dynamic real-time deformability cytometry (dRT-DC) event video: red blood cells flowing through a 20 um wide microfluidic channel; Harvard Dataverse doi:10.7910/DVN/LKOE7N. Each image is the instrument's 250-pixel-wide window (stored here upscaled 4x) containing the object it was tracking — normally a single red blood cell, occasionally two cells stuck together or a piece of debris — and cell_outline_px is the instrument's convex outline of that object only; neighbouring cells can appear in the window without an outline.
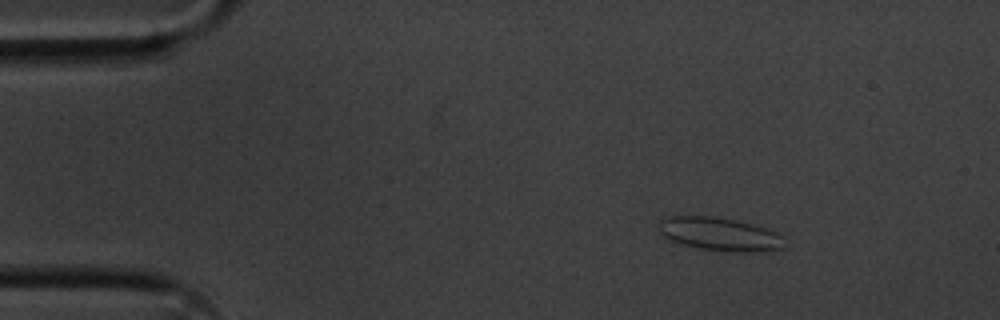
{"species": "common noctule bat (a hibernating species)", "species_latin": "Nyctalus noctula", "temperature_condition": "cold", "stored_images_in_passage": 16, "camera_frame_rate_fps": 3000, "um_per_image_px": 0.085, "animal": {"sex": "male", "body_mass_g": 20.1, "forearm_length_mm": 53.5}, "frame": {"image": 1, "passage_image": 7, "time_ms": 2.0, "image_size_px": [1000, 320], "cell_outline_px": [[784, 248], [752, 252], [740, 252], [700, 248], [664, 240], [660, 232], [660, 220], [668, 216], [708, 216], [732, 220], [752, 224], [764, 228], [780, 236]], "centroid_in_image_um": [61.07, 19.9], "position_along_channel_um": 23.9, "area_um2": 23.87}}